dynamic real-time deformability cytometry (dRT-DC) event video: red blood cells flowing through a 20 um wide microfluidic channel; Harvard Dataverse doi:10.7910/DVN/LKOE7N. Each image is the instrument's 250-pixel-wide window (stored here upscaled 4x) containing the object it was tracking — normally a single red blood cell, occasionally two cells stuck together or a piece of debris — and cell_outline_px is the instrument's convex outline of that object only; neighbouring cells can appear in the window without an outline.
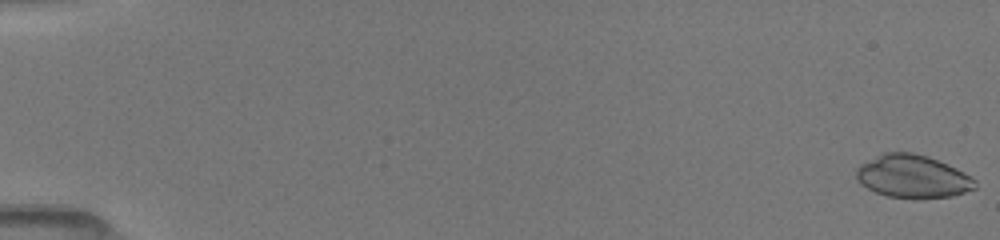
{"species": "common noctule bat (a hibernating species)", "species_latin": "Nyctalus noctula", "temperature_condition": "room temperature", "stored_images_in_passage": 51, "camera_frame_rate_fps": 3000, "um_per_image_px": 0.085, "animal": {"sex": "female", "body_mass_g": 19.5, "forearm_length_mm": 54.1}, "frame": {"image": 1, "passage_image": 1, "time_ms": 0.0, "image_size_px": [1000, 240], "cell_outline_px": [[976, 188], [952, 196], [912, 200], [888, 196], [876, 192], [860, 184], [856, 180], [856, 168], [860, 164], [884, 152], [912, 152], [928, 156], [956, 168], [976, 180]], "centroid_in_image_um": [77.55, 15.01], "position_along_channel_um": 7.4, "area_um2": 30.0}}
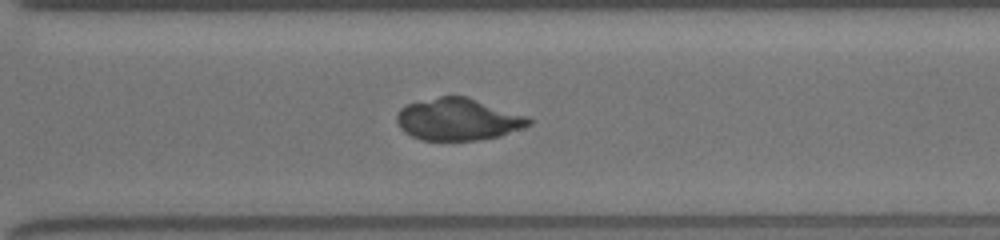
{"frame": {"image": 2, "passage_image": 38, "time_ms": 12.333, "image_size_px": [1000, 240], "cell_outline_px": [[532, 124], [500, 136], [480, 140], [420, 140], [404, 132], [400, 128], [396, 120], [396, 116], [400, 108], [408, 104], [440, 96], [468, 96], [528, 116], [532, 120]], "centroid_in_image_um": [38.95, 10.14], "position_along_channel_um": 331.7, "area_um2": 32.48}}
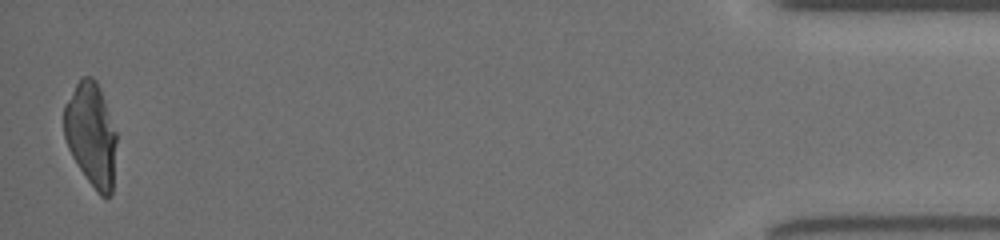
{"frame": {"image": 3, "passage_image": 51, "time_ms": 16.667, "image_size_px": [1000, 240], "cell_outline_px": [[116, 144], [112, 192], [104, 200], [96, 192], [72, 156], [68, 148], [64, 136], [64, 104], [80, 76], [92, 76], [96, 80], [100, 88], [116, 132]], "centroid_in_image_um": [7.74, 11.42], "position_along_channel_um": 427.5, "area_um2": 31.79}}